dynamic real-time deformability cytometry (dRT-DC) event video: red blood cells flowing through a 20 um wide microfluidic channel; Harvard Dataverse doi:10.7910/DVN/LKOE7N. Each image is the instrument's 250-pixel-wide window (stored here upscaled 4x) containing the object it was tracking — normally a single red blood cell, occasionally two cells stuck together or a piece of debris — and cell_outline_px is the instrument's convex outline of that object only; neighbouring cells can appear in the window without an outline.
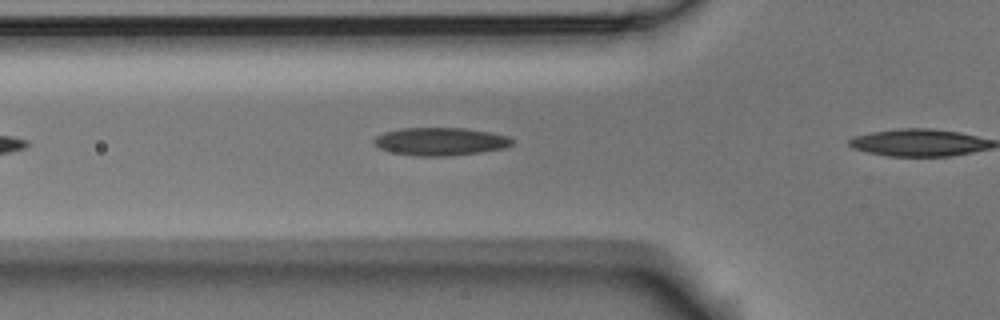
{"species": "Egyptian fruit bat (a non-hibernating species)", "species_latin": "Rousettus aegyptiacus", "temperature_condition": "room temperature", "stored_images_in_passage": 8, "camera_frame_rate_fps": 3000, "um_per_image_px": 0.085, "animal": {"sex": "male"}, "frame": {"image": 1, "passage_image": 7, "time_ms": 2.0, "image_size_px": [1000, 320], "cell_outline_px": [[516, 140], [512, 144], [504, 148], [480, 152], [448, 156], [416, 156], [392, 152], [380, 148], [372, 144], [372, 140], [376, 136], [384, 132], [400, 128], [464, 128], [488, 132], [508, 136]], "centroid_in_image_um": [37.41, 12.02], "position_along_channel_um": 88.4, "area_um2": 22.54}}